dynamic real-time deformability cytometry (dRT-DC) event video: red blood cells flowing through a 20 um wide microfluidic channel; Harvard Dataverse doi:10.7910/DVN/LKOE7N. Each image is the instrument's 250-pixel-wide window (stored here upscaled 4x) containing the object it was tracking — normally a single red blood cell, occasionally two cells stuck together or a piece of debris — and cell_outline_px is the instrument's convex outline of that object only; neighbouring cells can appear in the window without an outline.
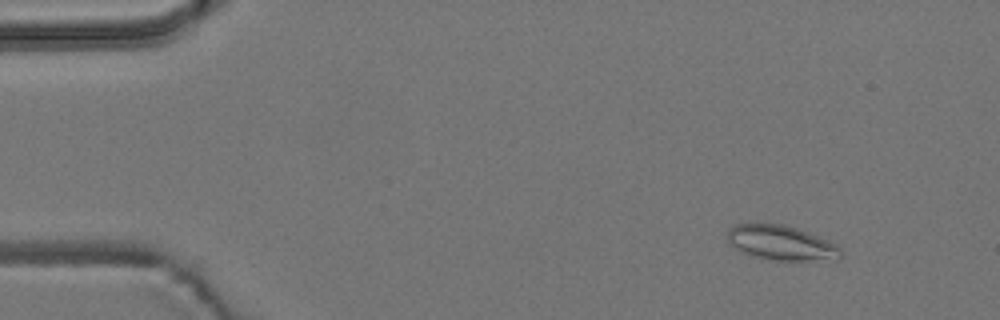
{"species": "common noctule bat (a hibernating species)", "species_latin": "Nyctalus noctula", "temperature_condition": "room temperature", "stored_images_in_passage": 4, "camera_frame_rate_fps": 3000, "um_per_image_px": 0.085, "animal": {"sex": "male", "body_mass_g": 19.2, "forearm_length_mm": 51.8}, "frame": {"image": 1, "passage_image": 1, "time_ms": 0.0, "image_size_px": [1000, 320], "cell_outline_px": [[840, 260], [768, 260], [752, 256], [740, 252], [728, 244], [728, 228], [732, 224], [784, 224], [808, 232], [828, 240], [836, 244], [840, 248]], "centroid_in_image_um": [66.37, 20.65], "position_along_channel_um": 18.6, "area_um2": 23.18}}